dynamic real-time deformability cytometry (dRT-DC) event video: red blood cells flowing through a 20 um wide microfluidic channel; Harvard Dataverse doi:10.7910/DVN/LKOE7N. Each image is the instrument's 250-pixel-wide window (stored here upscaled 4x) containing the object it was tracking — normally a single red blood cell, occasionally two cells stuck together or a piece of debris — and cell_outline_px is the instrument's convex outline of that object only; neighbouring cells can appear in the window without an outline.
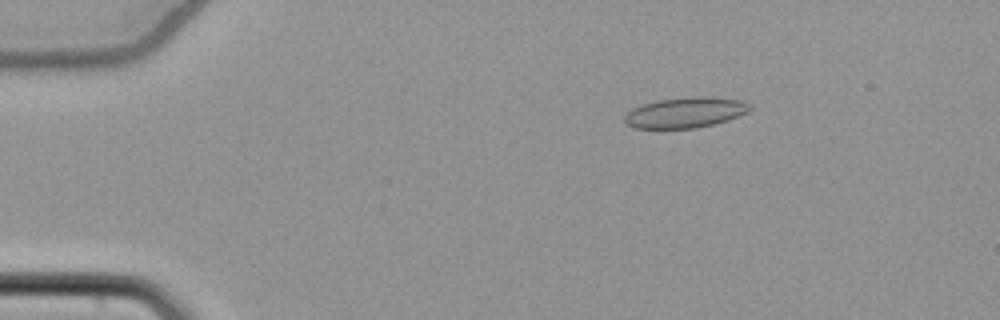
{"species": "common noctule bat (a hibernating species)", "species_latin": "Nyctalus noctula", "temperature_condition": "cold", "stored_images_in_passage": 54, "camera_frame_rate_fps": 3000, "um_per_image_px": 0.085, "animal": {"sex": "female", "body_mass_g": 22.7, "forearm_length_mm": 54.2}, "frame": {"image": 1, "passage_image": 10, "time_ms": 3.0, "image_size_px": [1000, 320], "cell_outline_px": [[752, 108], [748, 112], [728, 120], [696, 128], [636, 128], [628, 124], [624, 120], [624, 116], [632, 108], [656, 100], [692, 96], [712, 96], [740, 100], [752, 104]], "centroid_in_image_um": [58.3, 9.55], "position_along_channel_um": 26.7, "area_um2": 22.37}}
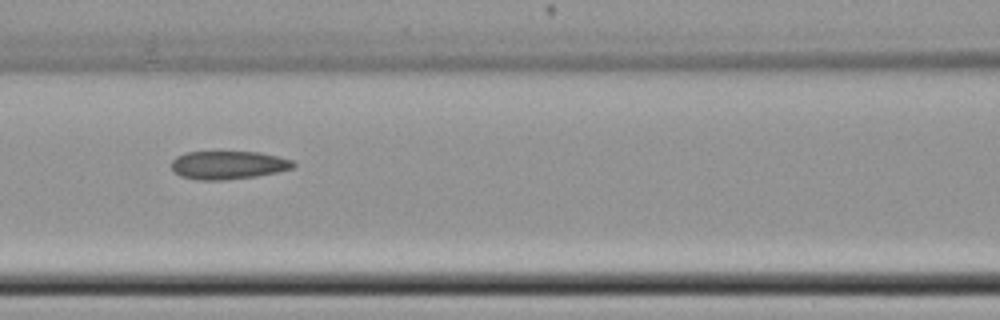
{"frame": {"image": 2, "passage_image": 25, "time_ms": 8.0, "image_size_px": [1000, 320], "cell_outline_px": [[296, 164], [292, 168], [276, 172], [256, 176], [224, 180], [200, 180], [180, 176], [172, 168], [172, 160], [176, 156], [184, 152], [260, 152], [292, 160]], "centroid_in_image_um": [19.38, 14.02], "position_along_channel_um": 147.2, "area_um2": 19.94}}
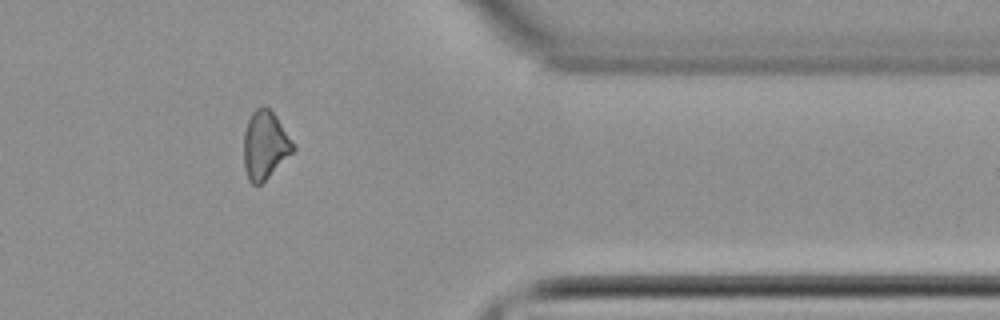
{"frame": {"image": 3, "passage_image": 45, "time_ms": 14.667, "image_size_px": [1000, 320], "cell_outline_px": [[296, 148], [260, 184], [252, 184], [248, 180], [244, 168], [244, 132], [248, 120], [252, 112], [256, 108], [264, 104], [276, 116]], "centroid_in_image_um": [22.49, 12.31], "position_along_channel_um": 388.9, "area_um2": 19.19}}